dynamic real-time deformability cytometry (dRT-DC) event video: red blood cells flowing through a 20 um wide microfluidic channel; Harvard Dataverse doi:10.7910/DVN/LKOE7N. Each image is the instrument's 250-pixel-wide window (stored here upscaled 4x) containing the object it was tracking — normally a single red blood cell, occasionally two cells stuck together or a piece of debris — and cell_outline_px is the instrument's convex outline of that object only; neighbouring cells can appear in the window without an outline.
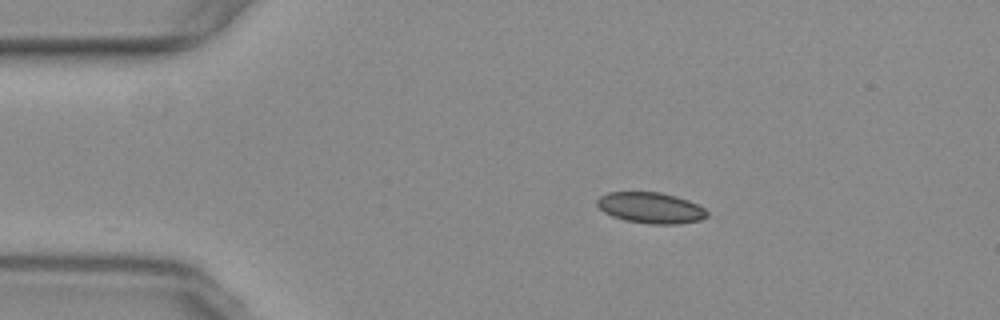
{"species": "common noctule bat (a hibernating species)", "species_latin": "Nyctalus noctula", "temperature_condition": "warm", "stored_images_in_passage": 26, "camera_frame_rate_fps": 3000, "um_per_image_px": 0.085, "animal": {"sex": "female", "body_mass_g": 29.2, "forearm_length_mm": 56.3}, "frame": {"image": 1, "passage_image": 1, "time_ms": 0.0, "image_size_px": [1000, 320], "cell_outline_px": [[708, 216], [700, 220], [676, 224], [648, 224], [624, 220], [612, 216], [604, 212], [596, 204], [596, 200], [600, 196], [608, 192], [660, 192], [676, 196], [688, 200], [704, 208], [708, 212]], "centroid_in_image_um": [55.3, 17.66], "position_along_channel_um": 29.7, "area_um2": 19.88}}
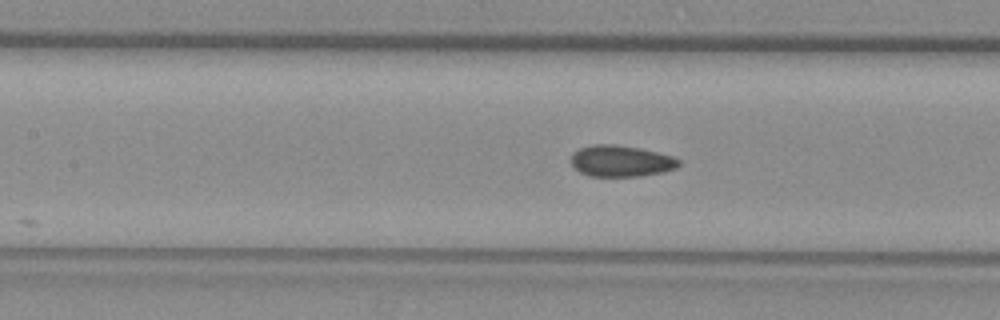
{"frame": {"image": 2, "passage_image": 15, "time_ms": 4.667, "image_size_px": [1000, 320], "cell_outline_px": [[680, 164], [676, 168], [664, 172], [640, 176], [588, 176], [580, 172], [572, 164], [572, 152], [580, 148], [592, 144], [616, 144], [640, 148], [672, 156], [680, 160]], "centroid_in_image_um": [52.78, 13.68], "position_along_channel_um": 154.6, "area_um2": 19.71}}
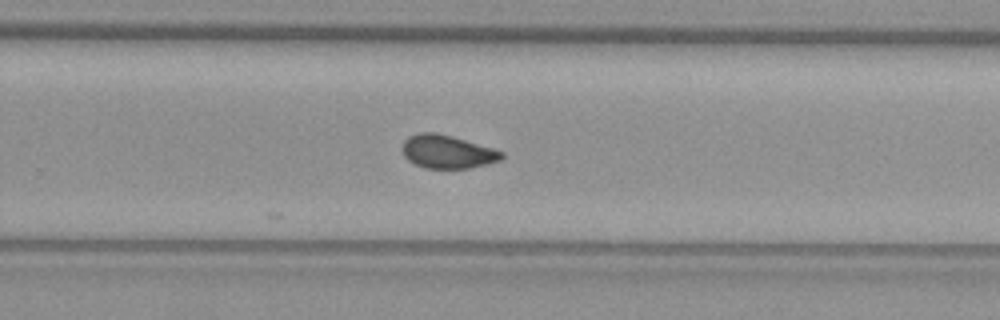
{"frame": {"image": 3, "passage_image": 26, "time_ms": 8.333, "image_size_px": [1000, 320], "cell_outline_px": [[504, 156], [500, 160], [488, 164], [468, 168], [424, 168], [408, 160], [404, 156], [400, 148], [404, 140], [408, 136], [420, 132], [436, 132], [452, 136], [492, 148], [504, 152]], "centroid_in_image_um": [37.99, 12.89], "position_along_channel_um": 291.8, "area_um2": 19.36}}